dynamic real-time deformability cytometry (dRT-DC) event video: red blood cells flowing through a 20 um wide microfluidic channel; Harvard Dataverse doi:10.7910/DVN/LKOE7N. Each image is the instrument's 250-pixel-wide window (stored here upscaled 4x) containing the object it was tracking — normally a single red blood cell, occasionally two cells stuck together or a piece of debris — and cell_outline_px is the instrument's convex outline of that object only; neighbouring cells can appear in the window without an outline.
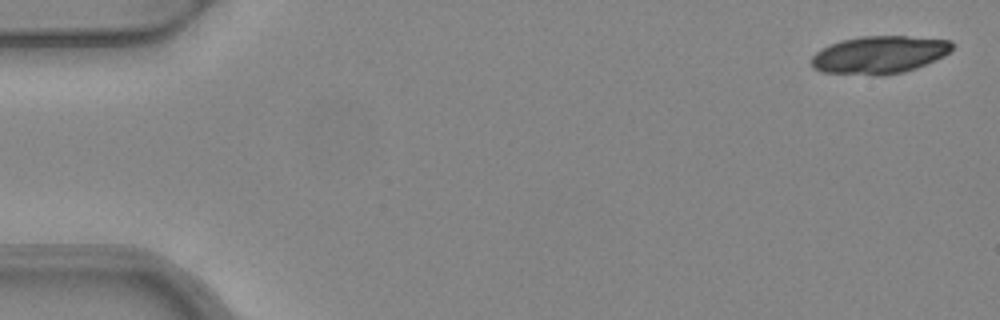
{"species": "common noctule bat (a hibernating species)", "species_latin": "Nyctalus noctula", "temperature_condition": "warm", "stored_images_in_passage": 4, "camera_frame_rate_fps": 3000, "um_per_image_px": 0.085, "animal": {"sex": "female", "body_mass_g": 24.6, "forearm_length_mm": 56.2}, "frame": {"image": 1, "passage_image": 1, "time_ms": 0.0, "image_size_px": [1000, 320], "cell_outline_px": [[952, 48], [944, 56], [916, 68], [904, 72], [884, 76], [872, 76], [820, 72], [812, 68], [812, 56], [820, 48], [840, 40], [860, 36], [908, 36], [952, 40]], "centroid_in_image_um": [74.7, 4.67], "position_along_channel_um": 10.3, "area_um2": 31.33}}
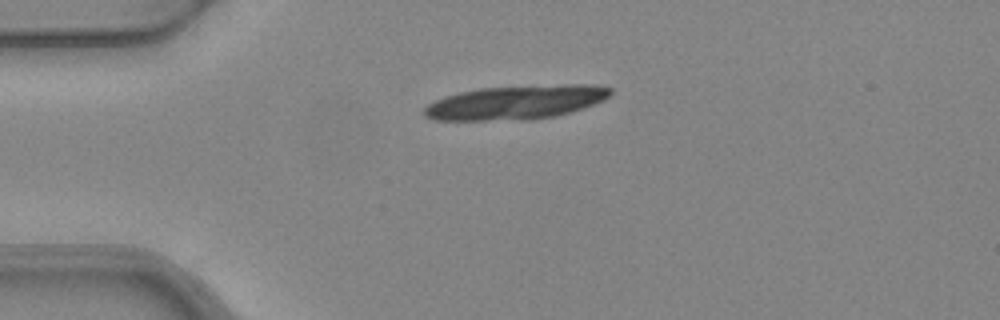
{"frame": {"image": 2, "passage_image": 4, "time_ms": 1.0, "image_size_px": [1000, 320], "cell_outline_px": [[612, 92], [604, 100], [556, 116], [528, 120], [436, 120], [424, 116], [424, 108], [428, 104], [444, 96], [460, 92], [480, 88], [564, 84], [596, 84], [612, 88]], "centroid_in_image_um": [43.85, 8.69], "position_along_channel_um": 41.2, "area_um2": 36.82}}